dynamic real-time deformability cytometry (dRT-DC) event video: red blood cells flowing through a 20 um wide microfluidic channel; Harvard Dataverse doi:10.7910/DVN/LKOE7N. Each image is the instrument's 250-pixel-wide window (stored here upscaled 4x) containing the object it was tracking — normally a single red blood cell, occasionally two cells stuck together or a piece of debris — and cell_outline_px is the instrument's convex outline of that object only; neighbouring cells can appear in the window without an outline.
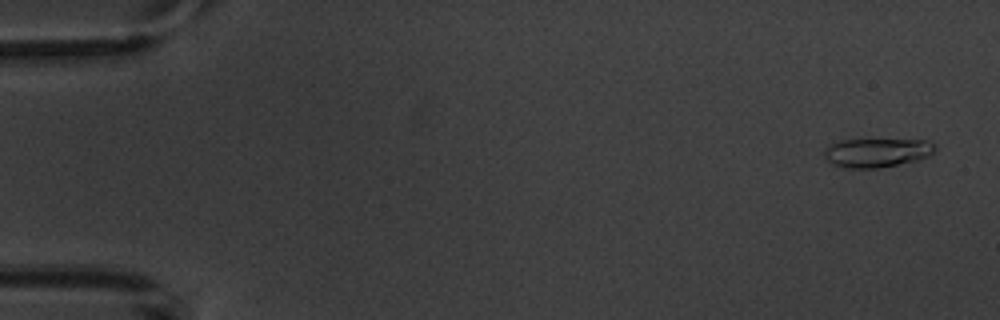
{"species": "common noctule bat (a hibernating species)", "species_latin": "Nyctalus noctula", "temperature_condition": "warm", "stored_images_in_passage": 5, "camera_frame_rate_fps": 3000, "um_per_image_px": 0.085, "animal": {"sex": "male", "body_mass_g": 20.1, "forearm_length_mm": 53.5}, "frame": {"image": 1, "passage_image": 1, "time_ms": 0.0, "image_size_px": [1000, 320], "cell_outline_px": [[936, 152], [928, 156], [916, 160], [880, 168], [840, 168], [832, 164], [824, 156], [824, 152], [832, 144], [840, 140], [928, 140], [936, 144]], "centroid_in_image_um": [74.57, 12.98], "position_along_channel_um": 10.4, "area_um2": 18.67}}